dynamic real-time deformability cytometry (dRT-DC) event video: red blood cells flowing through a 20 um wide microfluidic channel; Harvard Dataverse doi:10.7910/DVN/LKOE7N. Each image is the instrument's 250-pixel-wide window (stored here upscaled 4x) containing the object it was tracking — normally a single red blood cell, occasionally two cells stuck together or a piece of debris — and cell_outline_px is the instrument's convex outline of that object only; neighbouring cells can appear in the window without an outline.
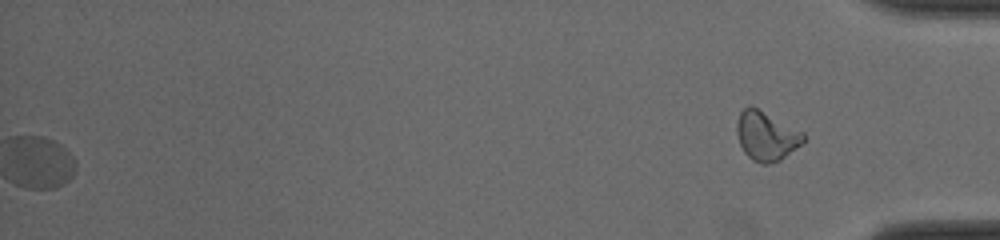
{"species": "common noctule bat (a hibernating species)", "species_latin": "Nyctalus noctula", "temperature_condition": "cold", "stored_images_in_passage": 47, "segment_of_instrument_passage": [2, 2], "camera_frame_rate_fps": 3000, "um_per_image_px": 0.085, "animal": {"sex": "male", "body_mass_g": 19.0, "forearm_length_mm": 50.8}, "frame": {"image": 1, "passage_image": 47, "time_ms": 15.333, "image_size_px": [1000, 240], "cell_outline_px": [[808, 140], [780, 160], [772, 164], [760, 164], [752, 160], [744, 152], [740, 144], [736, 132], [736, 124], [740, 112], [748, 104], [752, 104], [804, 132], [808, 136]], "centroid_in_image_um": [65.17, 11.54], "position_along_channel_um": 370.0, "area_um2": 19.71}}